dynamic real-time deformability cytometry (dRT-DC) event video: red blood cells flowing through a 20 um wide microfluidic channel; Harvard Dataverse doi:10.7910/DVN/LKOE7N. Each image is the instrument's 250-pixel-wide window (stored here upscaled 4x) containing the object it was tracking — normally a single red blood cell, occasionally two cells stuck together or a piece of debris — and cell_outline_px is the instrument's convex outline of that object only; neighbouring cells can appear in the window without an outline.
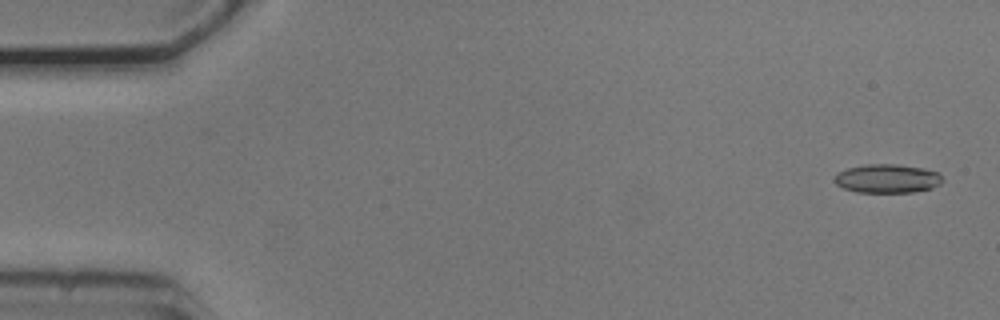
{"species": "common noctule bat (a hibernating species)", "species_latin": "Nyctalus noctula", "temperature_condition": "cold", "stored_images_in_passage": 15, "camera_frame_rate_fps": 3000, "um_per_image_px": 0.085, "animal": {"sex": "male", "body_mass_g": 20.5, "forearm_length_mm": 52.5}, "frame": {"image": 1, "passage_image": 2, "time_ms": 0.333, "image_size_px": [1000, 320], "cell_outline_px": [[944, 180], [940, 184], [932, 188], [912, 192], [856, 192], [844, 188], [836, 184], [832, 180], [836, 172], [848, 168], [868, 164], [896, 164], [924, 168], [936, 172]], "centroid_in_image_um": [75.38, 15.18], "position_along_channel_um": 9.6, "area_um2": 18.15}}